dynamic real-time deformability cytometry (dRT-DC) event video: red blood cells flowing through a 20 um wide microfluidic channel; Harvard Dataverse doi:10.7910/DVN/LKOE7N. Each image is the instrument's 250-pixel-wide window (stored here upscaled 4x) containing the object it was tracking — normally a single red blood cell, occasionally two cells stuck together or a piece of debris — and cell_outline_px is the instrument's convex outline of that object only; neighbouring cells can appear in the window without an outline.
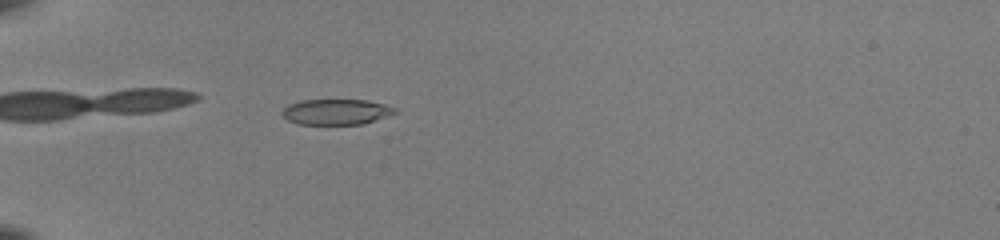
{"species": "common noctule bat (a hibernating species)", "species_latin": "Nyctalus noctula", "temperature_condition": "room temperature", "stored_images_in_passage": 51, "camera_frame_rate_fps": 3000, "um_per_image_px": 0.085, "animal": {"sex": "female", "body_mass_g": 22.0, "forearm_length_mm": 56.7}, "frame": {"image": 1, "passage_image": 19, "time_ms": 6.0, "image_size_px": [1000, 240], "cell_outline_px": [[396, 112], [364, 124], [296, 124], [288, 120], [280, 112], [288, 104], [300, 100], [368, 100], [384, 104], [396, 108]], "centroid_in_image_um": [28.53, 9.5], "position_along_channel_um": 56.5, "area_um2": 16.76}}
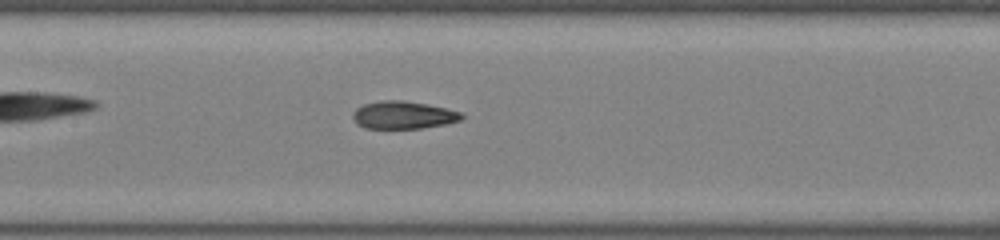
{"frame": {"image": 2, "passage_image": 29, "time_ms": 9.333, "image_size_px": [1000, 240], "cell_outline_px": [[464, 116], [460, 120], [444, 124], [420, 128], [364, 128], [356, 124], [352, 116], [352, 112], [356, 108], [364, 104], [384, 100], [404, 100], [428, 104], [460, 112]], "centroid_in_image_um": [34.23, 9.77], "position_along_channel_um": 173.2, "area_um2": 17.46}}
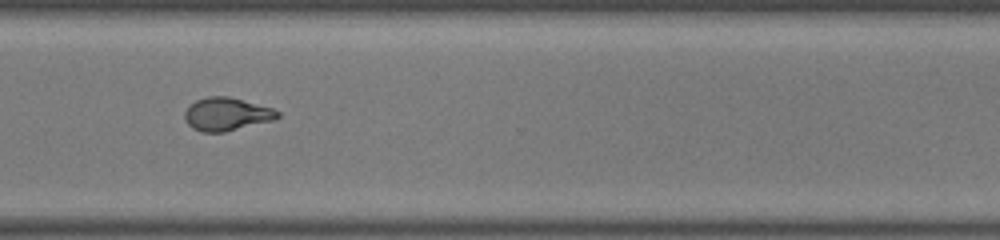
{"frame": {"image": 3, "passage_image": 42, "time_ms": 13.667, "image_size_px": [1000, 240], "cell_outline_px": [[280, 116], [276, 120], [224, 132], [200, 132], [192, 128], [184, 120], [184, 112], [188, 104], [196, 100], [208, 96], [228, 96], [272, 108], [280, 112]], "centroid_in_image_um": [19.24, 9.71], "position_along_channel_um": 351.4, "area_um2": 18.15}, "authors_computed_cell_mechanics": {"area_um2": 17.8024, "velocity_mm_per_s": 4.1208, "shape_relaxation_time_tau1_ms": 6.2506, "shape_relaxation_time_tau2_ms": 1.7094, "deformation_change_tau1": 0.2364, "deformation_change_tau2": 0.0739}}